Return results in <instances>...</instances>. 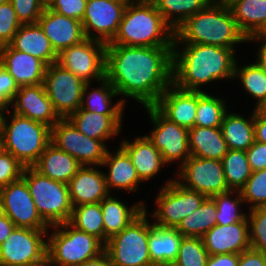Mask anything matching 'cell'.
I'll return each mask as SVG.
<instances>
[{
    "instance_id": "cell-1",
    "label": "cell",
    "mask_w": 266,
    "mask_h": 266,
    "mask_svg": "<svg viewBox=\"0 0 266 266\" xmlns=\"http://www.w3.org/2000/svg\"><path fill=\"white\" fill-rule=\"evenodd\" d=\"M172 65L173 47L106 46V78L125 105L154 106L172 84Z\"/></svg>"
},
{
    "instance_id": "cell-2",
    "label": "cell",
    "mask_w": 266,
    "mask_h": 266,
    "mask_svg": "<svg viewBox=\"0 0 266 266\" xmlns=\"http://www.w3.org/2000/svg\"><path fill=\"white\" fill-rule=\"evenodd\" d=\"M235 54L226 47L174 43L172 83L182 90L207 92L205 87L210 83L212 86L222 80L231 82L239 58Z\"/></svg>"
},
{
    "instance_id": "cell-3",
    "label": "cell",
    "mask_w": 266,
    "mask_h": 266,
    "mask_svg": "<svg viewBox=\"0 0 266 266\" xmlns=\"http://www.w3.org/2000/svg\"><path fill=\"white\" fill-rule=\"evenodd\" d=\"M174 43L208 44L231 48L247 44L228 4L210 2L175 30Z\"/></svg>"
},
{
    "instance_id": "cell-4",
    "label": "cell",
    "mask_w": 266,
    "mask_h": 266,
    "mask_svg": "<svg viewBox=\"0 0 266 266\" xmlns=\"http://www.w3.org/2000/svg\"><path fill=\"white\" fill-rule=\"evenodd\" d=\"M174 29L152 1H134L126 6L119 29L107 45L173 47Z\"/></svg>"
},
{
    "instance_id": "cell-5",
    "label": "cell",
    "mask_w": 266,
    "mask_h": 266,
    "mask_svg": "<svg viewBox=\"0 0 266 266\" xmlns=\"http://www.w3.org/2000/svg\"><path fill=\"white\" fill-rule=\"evenodd\" d=\"M0 135L4 150L14 156L24 167H32L51 143V128L11 112H0Z\"/></svg>"
},
{
    "instance_id": "cell-6",
    "label": "cell",
    "mask_w": 266,
    "mask_h": 266,
    "mask_svg": "<svg viewBox=\"0 0 266 266\" xmlns=\"http://www.w3.org/2000/svg\"><path fill=\"white\" fill-rule=\"evenodd\" d=\"M47 236L48 266H79L105 250L100 239L78 230L69 222L51 226Z\"/></svg>"
},
{
    "instance_id": "cell-7",
    "label": "cell",
    "mask_w": 266,
    "mask_h": 266,
    "mask_svg": "<svg viewBox=\"0 0 266 266\" xmlns=\"http://www.w3.org/2000/svg\"><path fill=\"white\" fill-rule=\"evenodd\" d=\"M22 178L38 214L49 227L69 222L73 207L67 184L43 176L33 167H25Z\"/></svg>"
},
{
    "instance_id": "cell-8",
    "label": "cell",
    "mask_w": 266,
    "mask_h": 266,
    "mask_svg": "<svg viewBox=\"0 0 266 266\" xmlns=\"http://www.w3.org/2000/svg\"><path fill=\"white\" fill-rule=\"evenodd\" d=\"M145 210L120 233L105 243V252L113 266H155L150 259L149 214Z\"/></svg>"
},
{
    "instance_id": "cell-9",
    "label": "cell",
    "mask_w": 266,
    "mask_h": 266,
    "mask_svg": "<svg viewBox=\"0 0 266 266\" xmlns=\"http://www.w3.org/2000/svg\"><path fill=\"white\" fill-rule=\"evenodd\" d=\"M163 183L155 196L156 207L148 214L155 225L176 228L181 220L196 211L207 197L183 187L175 178L170 177Z\"/></svg>"
},
{
    "instance_id": "cell-10",
    "label": "cell",
    "mask_w": 266,
    "mask_h": 266,
    "mask_svg": "<svg viewBox=\"0 0 266 266\" xmlns=\"http://www.w3.org/2000/svg\"><path fill=\"white\" fill-rule=\"evenodd\" d=\"M148 113L152 129L144 134L161 152L167 165L176 164L180 168L191 156L189 149V129L177 125L166 118L155 106L143 107ZM179 163V164H178Z\"/></svg>"
},
{
    "instance_id": "cell-11",
    "label": "cell",
    "mask_w": 266,
    "mask_h": 266,
    "mask_svg": "<svg viewBox=\"0 0 266 266\" xmlns=\"http://www.w3.org/2000/svg\"><path fill=\"white\" fill-rule=\"evenodd\" d=\"M48 230L15 227L0 245V266H32L47 263Z\"/></svg>"
},
{
    "instance_id": "cell-12",
    "label": "cell",
    "mask_w": 266,
    "mask_h": 266,
    "mask_svg": "<svg viewBox=\"0 0 266 266\" xmlns=\"http://www.w3.org/2000/svg\"><path fill=\"white\" fill-rule=\"evenodd\" d=\"M106 46L104 42L86 38L62 50L57 63L85 83H97L106 77Z\"/></svg>"
},
{
    "instance_id": "cell-13",
    "label": "cell",
    "mask_w": 266,
    "mask_h": 266,
    "mask_svg": "<svg viewBox=\"0 0 266 266\" xmlns=\"http://www.w3.org/2000/svg\"><path fill=\"white\" fill-rule=\"evenodd\" d=\"M85 84L57 62L47 66L43 85L61 119H67L81 107Z\"/></svg>"
},
{
    "instance_id": "cell-14",
    "label": "cell",
    "mask_w": 266,
    "mask_h": 266,
    "mask_svg": "<svg viewBox=\"0 0 266 266\" xmlns=\"http://www.w3.org/2000/svg\"><path fill=\"white\" fill-rule=\"evenodd\" d=\"M51 143L82 166H101L109 150L105 141L85 136L68 119H60L51 128Z\"/></svg>"
},
{
    "instance_id": "cell-15",
    "label": "cell",
    "mask_w": 266,
    "mask_h": 266,
    "mask_svg": "<svg viewBox=\"0 0 266 266\" xmlns=\"http://www.w3.org/2000/svg\"><path fill=\"white\" fill-rule=\"evenodd\" d=\"M175 176V177H174ZM183 187L199 192L207 198L229 192L222 162L190 156L173 175Z\"/></svg>"
},
{
    "instance_id": "cell-16",
    "label": "cell",
    "mask_w": 266,
    "mask_h": 266,
    "mask_svg": "<svg viewBox=\"0 0 266 266\" xmlns=\"http://www.w3.org/2000/svg\"><path fill=\"white\" fill-rule=\"evenodd\" d=\"M4 214L16 227L49 230V226L38 214L26 181L20 179L0 188Z\"/></svg>"
},
{
    "instance_id": "cell-17",
    "label": "cell",
    "mask_w": 266,
    "mask_h": 266,
    "mask_svg": "<svg viewBox=\"0 0 266 266\" xmlns=\"http://www.w3.org/2000/svg\"><path fill=\"white\" fill-rule=\"evenodd\" d=\"M125 8L110 0H87L82 20L86 38L110 43L118 32Z\"/></svg>"
},
{
    "instance_id": "cell-18",
    "label": "cell",
    "mask_w": 266,
    "mask_h": 266,
    "mask_svg": "<svg viewBox=\"0 0 266 266\" xmlns=\"http://www.w3.org/2000/svg\"><path fill=\"white\" fill-rule=\"evenodd\" d=\"M8 108H12L11 112L14 114L30 118L50 128L61 119L54 110L43 84L19 87Z\"/></svg>"
},
{
    "instance_id": "cell-19",
    "label": "cell",
    "mask_w": 266,
    "mask_h": 266,
    "mask_svg": "<svg viewBox=\"0 0 266 266\" xmlns=\"http://www.w3.org/2000/svg\"><path fill=\"white\" fill-rule=\"evenodd\" d=\"M115 149L113 151L109 148L101 164V168H105L104 175L109 193L113 194L114 191H117L116 194H119V191L131 192L130 195L138 193L143 182L139 179L131 158L120 145Z\"/></svg>"
},
{
    "instance_id": "cell-20",
    "label": "cell",
    "mask_w": 266,
    "mask_h": 266,
    "mask_svg": "<svg viewBox=\"0 0 266 266\" xmlns=\"http://www.w3.org/2000/svg\"><path fill=\"white\" fill-rule=\"evenodd\" d=\"M209 255L240 254L251 248L248 219L229 225H214L202 237Z\"/></svg>"
},
{
    "instance_id": "cell-21",
    "label": "cell",
    "mask_w": 266,
    "mask_h": 266,
    "mask_svg": "<svg viewBox=\"0 0 266 266\" xmlns=\"http://www.w3.org/2000/svg\"><path fill=\"white\" fill-rule=\"evenodd\" d=\"M57 54L86 39L82 22L45 7L37 22Z\"/></svg>"
},
{
    "instance_id": "cell-22",
    "label": "cell",
    "mask_w": 266,
    "mask_h": 266,
    "mask_svg": "<svg viewBox=\"0 0 266 266\" xmlns=\"http://www.w3.org/2000/svg\"><path fill=\"white\" fill-rule=\"evenodd\" d=\"M0 65L14 78L18 87L43 84L47 65L40 59L14 49L0 47Z\"/></svg>"
},
{
    "instance_id": "cell-23",
    "label": "cell",
    "mask_w": 266,
    "mask_h": 266,
    "mask_svg": "<svg viewBox=\"0 0 266 266\" xmlns=\"http://www.w3.org/2000/svg\"><path fill=\"white\" fill-rule=\"evenodd\" d=\"M154 106L170 121L191 129L196 119L197 91L182 90L172 83Z\"/></svg>"
},
{
    "instance_id": "cell-24",
    "label": "cell",
    "mask_w": 266,
    "mask_h": 266,
    "mask_svg": "<svg viewBox=\"0 0 266 266\" xmlns=\"http://www.w3.org/2000/svg\"><path fill=\"white\" fill-rule=\"evenodd\" d=\"M129 140L123 137L119 141L120 145L131 158L132 164L136 169L139 179L144 182H150L168 166L161 152L148 140L145 135H137Z\"/></svg>"
},
{
    "instance_id": "cell-25",
    "label": "cell",
    "mask_w": 266,
    "mask_h": 266,
    "mask_svg": "<svg viewBox=\"0 0 266 266\" xmlns=\"http://www.w3.org/2000/svg\"><path fill=\"white\" fill-rule=\"evenodd\" d=\"M102 170L101 166H81L77 170L67 184L72 207L100 203L110 194Z\"/></svg>"
},
{
    "instance_id": "cell-26",
    "label": "cell",
    "mask_w": 266,
    "mask_h": 266,
    "mask_svg": "<svg viewBox=\"0 0 266 266\" xmlns=\"http://www.w3.org/2000/svg\"><path fill=\"white\" fill-rule=\"evenodd\" d=\"M123 116L105 115L79 108L67 119L85 136L107 143L110 142L109 139H116L121 134Z\"/></svg>"
},
{
    "instance_id": "cell-27",
    "label": "cell",
    "mask_w": 266,
    "mask_h": 266,
    "mask_svg": "<svg viewBox=\"0 0 266 266\" xmlns=\"http://www.w3.org/2000/svg\"><path fill=\"white\" fill-rule=\"evenodd\" d=\"M117 196L114 192L100 202L103 214L104 244L145 210L146 200L135 201L132 205L127 206L129 204Z\"/></svg>"
},
{
    "instance_id": "cell-28",
    "label": "cell",
    "mask_w": 266,
    "mask_h": 266,
    "mask_svg": "<svg viewBox=\"0 0 266 266\" xmlns=\"http://www.w3.org/2000/svg\"><path fill=\"white\" fill-rule=\"evenodd\" d=\"M10 45L18 51L42 60L47 66L57 62L58 54L38 23L22 24Z\"/></svg>"
},
{
    "instance_id": "cell-29",
    "label": "cell",
    "mask_w": 266,
    "mask_h": 266,
    "mask_svg": "<svg viewBox=\"0 0 266 266\" xmlns=\"http://www.w3.org/2000/svg\"><path fill=\"white\" fill-rule=\"evenodd\" d=\"M81 166L74 157L50 143L32 167L43 176L68 184Z\"/></svg>"
},
{
    "instance_id": "cell-30",
    "label": "cell",
    "mask_w": 266,
    "mask_h": 266,
    "mask_svg": "<svg viewBox=\"0 0 266 266\" xmlns=\"http://www.w3.org/2000/svg\"><path fill=\"white\" fill-rule=\"evenodd\" d=\"M97 83L100 84L97 87L94 86V83L85 84L80 108L105 115H124L126 105L118 97L114 86L106 77ZM116 97L118 100L114 101Z\"/></svg>"
},
{
    "instance_id": "cell-31",
    "label": "cell",
    "mask_w": 266,
    "mask_h": 266,
    "mask_svg": "<svg viewBox=\"0 0 266 266\" xmlns=\"http://www.w3.org/2000/svg\"><path fill=\"white\" fill-rule=\"evenodd\" d=\"M228 110L221 124V132L228 149L246 151L255 141L254 109L247 116Z\"/></svg>"
},
{
    "instance_id": "cell-32",
    "label": "cell",
    "mask_w": 266,
    "mask_h": 266,
    "mask_svg": "<svg viewBox=\"0 0 266 266\" xmlns=\"http://www.w3.org/2000/svg\"><path fill=\"white\" fill-rule=\"evenodd\" d=\"M188 138L191 156L221 161L229 150L220 128L194 126Z\"/></svg>"
},
{
    "instance_id": "cell-33",
    "label": "cell",
    "mask_w": 266,
    "mask_h": 266,
    "mask_svg": "<svg viewBox=\"0 0 266 266\" xmlns=\"http://www.w3.org/2000/svg\"><path fill=\"white\" fill-rule=\"evenodd\" d=\"M149 219L148 247L151 262L156 266L177 259L183 235L176 228L157 226Z\"/></svg>"
},
{
    "instance_id": "cell-34",
    "label": "cell",
    "mask_w": 266,
    "mask_h": 266,
    "mask_svg": "<svg viewBox=\"0 0 266 266\" xmlns=\"http://www.w3.org/2000/svg\"><path fill=\"white\" fill-rule=\"evenodd\" d=\"M240 31L248 38L266 28V0H232L228 3Z\"/></svg>"
},
{
    "instance_id": "cell-35",
    "label": "cell",
    "mask_w": 266,
    "mask_h": 266,
    "mask_svg": "<svg viewBox=\"0 0 266 266\" xmlns=\"http://www.w3.org/2000/svg\"><path fill=\"white\" fill-rule=\"evenodd\" d=\"M237 80L242 90L247 93V97L250 95L252 100L256 101L254 103L256 109L266 98V71L255 61L241 65L236 60L233 81L236 83Z\"/></svg>"
},
{
    "instance_id": "cell-36",
    "label": "cell",
    "mask_w": 266,
    "mask_h": 266,
    "mask_svg": "<svg viewBox=\"0 0 266 266\" xmlns=\"http://www.w3.org/2000/svg\"><path fill=\"white\" fill-rule=\"evenodd\" d=\"M226 99L224 96L221 97V94L216 93L215 96L210 91H197V111L194 126L220 128L223 118L229 110Z\"/></svg>"
},
{
    "instance_id": "cell-37",
    "label": "cell",
    "mask_w": 266,
    "mask_h": 266,
    "mask_svg": "<svg viewBox=\"0 0 266 266\" xmlns=\"http://www.w3.org/2000/svg\"><path fill=\"white\" fill-rule=\"evenodd\" d=\"M217 208L212 198H206L196 211L181 220L176 229L183 237H202L216 225Z\"/></svg>"
},
{
    "instance_id": "cell-38",
    "label": "cell",
    "mask_w": 266,
    "mask_h": 266,
    "mask_svg": "<svg viewBox=\"0 0 266 266\" xmlns=\"http://www.w3.org/2000/svg\"><path fill=\"white\" fill-rule=\"evenodd\" d=\"M164 20L174 29L203 10L211 0H152Z\"/></svg>"
},
{
    "instance_id": "cell-39",
    "label": "cell",
    "mask_w": 266,
    "mask_h": 266,
    "mask_svg": "<svg viewBox=\"0 0 266 266\" xmlns=\"http://www.w3.org/2000/svg\"><path fill=\"white\" fill-rule=\"evenodd\" d=\"M216 205V224L229 225L241 222L247 218L248 209L240 191H232L217 194L211 197ZM245 207V211L242 209ZM247 211V212H246Z\"/></svg>"
},
{
    "instance_id": "cell-40",
    "label": "cell",
    "mask_w": 266,
    "mask_h": 266,
    "mask_svg": "<svg viewBox=\"0 0 266 266\" xmlns=\"http://www.w3.org/2000/svg\"><path fill=\"white\" fill-rule=\"evenodd\" d=\"M221 162L229 190L240 191L252 175L246 151L229 149Z\"/></svg>"
},
{
    "instance_id": "cell-41",
    "label": "cell",
    "mask_w": 266,
    "mask_h": 266,
    "mask_svg": "<svg viewBox=\"0 0 266 266\" xmlns=\"http://www.w3.org/2000/svg\"><path fill=\"white\" fill-rule=\"evenodd\" d=\"M69 223L78 230L96 236L104 243L103 214L100 203L73 207Z\"/></svg>"
},
{
    "instance_id": "cell-42",
    "label": "cell",
    "mask_w": 266,
    "mask_h": 266,
    "mask_svg": "<svg viewBox=\"0 0 266 266\" xmlns=\"http://www.w3.org/2000/svg\"><path fill=\"white\" fill-rule=\"evenodd\" d=\"M208 257L201 237H182L176 259L180 266H206Z\"/></svg>"
},
{
    "instance_id": "cell-43",
    "label": "cell",
    "mask_w": 266,
    "mask_h": 266,
    "mask_svg": "<svg viewBox=\"0 0 266 266\" xmlns=\"http://www.w3.org/2000/svg\"><path fill=\"white\" fill-rule=\"evenodd\" d=\"M240 192L248 210L266 207V169L252 172Z\"/></svg>"
},
{
    "instance_id": "cell-44",
    "label": "cell",
    "mask_w": 266,
    "mask_h": 266,
    "mask_svg": "<svg viewBox=\"0 0 266 266\" xmlns=\"http://www.w3.org/2000/svg\"><path fill=\"white\" fill-rule=\"evenodd\" d=\"M247 219L251 248L266 255V207L248 210Z\"/></svg>"
},
{
    "instance_id": "cell-45",
    "label": "cell",
    "mask_w": 266,
    "mask_h": 266,
    "mask_svg": "<svg viewBox=\"0 0 266 266\" xmlns=\"http://www.w3.org/2000/svg\"><path fill=\"white\" fill-rule=\"evenodd\" d=\"M22 24L16 16V12L13 9L11 2H7L0 5V47L9 45L17 30Z\"/></svg>"
},
{
    "instance_id": "cell-46",
    "label": "cell",
    "mask_w": 266,
    "mask_h": 266,
    "mask_svg": "<svg viewBox=\"0 0 266 266\" xmlns=\"http://www.w3.org/2000/svg\"><path fill=\"white\" fill-rule=\"evenodd\" d=\"M21 24H36L46 5L41 0H9Z\"/></svg>"
},
{
    "instance_id": "cell-47",
    "label": "cell",
    "mask_w": 266,
    "mask_h": 266,
    "mask_svg": "<svg viewBox=\"0 0 266 266\" xmlns=\"http://www.w3.org/2000/svg\"><path fill=\"white\" fill-rule=\"evenodd\" d=\"M24 166L9 152L0 155V188L22 177Z\"/></svg>"
},
{
    "instance_id": "cell-48",
    "label": "cell",
    "mask_w": 266,
    "mask_h": 266,
    "mask_svg": "<svg viewBox=\"0 0 266 266\" xmlns=\"http://www.w3.org/2000/svg\"><path fill=\"white\" fill-rule=\"evenodd\" d=\"M86 4L87 0H51L46 7L82 22Z\"/></svg>"
},
{
    "instance_id": "cell-49",
    "label": "cell",
    "mask_w": 266,
    "mask_h": 266,
    "mask_svg": "<svg viewBox=\"0 0 266 266\" xmlns=\"http://www.w3.org/2000/svg\"><path fill=\"white\" fill-rule=\"evenodd\" d=\"M19 90L14 78L0 65V109L8 108Z\"/></svg>"
},
{
    "instance_id": "cell-50",
    "label": "cell",
    "mask_w": 266,
    "mask_h": 266,
    "mask_svg": "<svg viewBox=\"0 0 266 266\" xmlns=\"http://www.w3.org/2000/svg\"><path fill=\"white\" fill-rule=\"evenodd\" d=\"M248 163L252 172L266 169V144L254 141L253 145L246 150Z\"/></svg>"
},
{
    "instance_id": "cell-51",
    "label": "cell",
    "mask_w": 266,
    "mask_h": 266,
    "mask_svg": "<svg viewBox=\"0 0 266 266\" xmlns=\"http://www.w3.org/2000/svg\"><path fill=\"white\" fill-rule=\"evenodd\" d=\"M248 44H257L256 47L258 49L256 50L253 61H255L260 67H262L266 71V35L260 33L253 36H250L247 38Z\"/></svg>"
},
{
    "instance_id": "cell-52",
    "label": "cell",
    "mask_w": 266,
    "mask_h": 266,
    "mask_svg": "<svg viewBox=\"0 0 266 266\" xmlns=\"http://www.w3.org/2000/svg\"><path fill=\"white\" fill-rule=\"evenodd\" d=\"M238 266H266V255L250 248L239 254Z\"/></svg>"
},
{
    "instance_id": "cell-53",
    "label": "cell",
    "mask_w": 266,
    "mask_h": 266,
    "mask_svg": "<svg viewBox=\"0 0 266 266\" xmlns=\"http://www.w3.org/2000/svg\"><path fill=\"white\" fill-rule=\"evenodd\" d=\"M239 254L209 255L206 266H238Z\"/></svg>"
},
{
    "instance_id": "cell-54",
    "label": "cell",
    "mask_w": 266,
    "mask_h": 266,
    "mask_svg": "<svg viewBox=\"0 0 266 266\" xmlns=\"http://www.w3.org/2000/svg\"><path fill=\"white\" fill-rule=\"evenodd\" d=\"M254 135L255 141L266 144V117L254 109Z\"/></svg>"
},
{
    "instance_id": "cell-55",
    "label": "cell",
    "mask_w": 266,
    "mask_h": 266,
    "mask_svg": "<svg viewBox=\"0 0 266 266\" xmlns=\"http://www.w3.org/2000/svg\"><path fill=\"white\" fill-rule=\"evenodd\" d=\"M15 227V224L7 215L4 214L0 217V245L12 233Z\"/></svg>"
},
{
    "instance_id": "cell-56",
    "label": "cell",
    "mask_w": 266,
    "mask_h": 266,
    "mask_svg": "<svg viewBox=\"0 0 266 266\" xmlns=\"http://www.w3.org/2000/svg\"><path fill=\"white\" fill-rule=\"evenodd\" d=\"M79 266H113L108 254L104 251L99 256L87 260Z\"/></svg>"
},
{
    "instance_id": "cell-57",
    "label": "cell",
    "mask_w": 266,
    "mask_h": 266,
    "mask_svg": "<svg viewBox=\"0 0 266 266\" xmlns=\"http://www.w3.org/2000/svg\"><path fill=\"white\" fill-rule=\"evenodd\" d=\"M260 115L266 117V98L265 100L255 109Z\"/></svg>"
},
{
    "instance_id": "cell-58",
    "label": "cell",
    "mask_w": 266,
    "mask_h": 266,
    "mask_svg": "<svg viewBox=\"0 0 266 266\" xmlns=\"http://www.w3.org/2000/svg\"><path fill=\"white\" fill-rule=\"evenodd\" d=\"M156 266H180L176 260L162 262Z\"/></svg>"
},
{
    "instance_id": "cell-59",
    "label": "cell",
    "mask_w": 266,
    "mask_h": 266,
    "mask_svg": "<svg viewBox=\"0 0 266 266\" xmlns=\"http://www.w3.org/2000/svg\"><path fill=\"white\" fill-rule=\"evenodd\" d=\"M110 1L117 2V3L123 4L125 6L134 2V0H110Z\"/></svg>"
},
{
    "instance_id": "cell-60",
    "label": "cell",
    "mask_w": 266,
    "mask_h": 266,
    "mask_svg": "<svg viewBox=\"0 0 266 266\" xmlns=\"http://www.w3.org/2000/svg\"><path fill=\"white\" fill-rule=\"evenodd\" d=\"M232 0H211V2H215V3H222V4H228L230 3Z\"/></svg>"
},
{
    "instance_id": "cell-61",
    "label": "cell",
    "mask_w": 266,
    "mask_h": 266,
    "mask_svg": "<svg viewBox=\"0 0 266 266\" xmlns=\"http://www.w3.org/2000/svg\"><path fill=\"white\" fill-rule=\"evenodd\" d=\"M4 143H3V140H2V137L0 135V155L4 152Z\"/></svg>"
},
{
    "instance_id": "cell-62",
    "label": "cell",
    "mask_w": 266,
    "mask_h": 266,
    "mask_svg": "<svg viewBox=\"0 0 266 266\" xmlns=\"http://www.w3.org/2000/svg\"><path fill=\"white\" fill-rule=\"evenodd\" d=\"M4 215L3 206H2V200L0 197V217Z\"/></svg>"
},
{
    "instance_id": "cell-63",
    "label": "cell",
    "mask_w": 266,
    "mask_h": 266,
    "mask_svg": "<svg viewBox=\"0 0 266 266\" xmlns=\"http://www.w3.org/2000/svg\"><path fill=\"white\" fill-rule=\"evenodd\" d=\"M41 1L47 6L51 0H41Z\"/></svg>"
},
{
    "instance_id": "cell-64",
    "label": "cell",
    "mask_w": 266,
    "mask_h": 266,
    "mask_svg": "<svg viewBox=\"0 0 266 266\" xmlns=\"http://www.w3.org/2000/svg\"><path fill=\"white\" fill-rule=\"evenodd\" d=\"M32 266H48V264H38V265H32Z\"/></svg>"
},
{
    "instance_id": "cell-65",
    "label": "cell",
    "mask_w": 266,
    "mask_h": 266,
    "mask_svg": "<svg viewBox=\"0 0 266 266\" xmlns=\"http://www.w3.org/2000/svg\"><path fill=\"white\" fill-rule=\"evenodd\" d=\"M8 0H0V5L7 2Z\"/></svg>"
},
{
    "instance_id": "cell-66",
    "label": "cell",
    "mask_w": 266,
    "mask_h": 266,
    "mask_svg": "<svg viewBox=\"0 0 266 266\" xmlns=\"http://www.w3.org/2000/svg\"><path fill=\"white\" fill-rule=\"evenodd\" d=\"M134 1H152V0H134Z\"/></svg>"
},
{
    "instance_id": "cell-67",
    "label": "cell",
    "mask_w": 266,
    "mask_h": 266,
    "mask_svg": "<svg viewBox=\"0 0 266 266\" xmlns=\"http://www.w3.org/2000/svg\"><path fill=\"white\" fill-rule=\"evenodd\" d=\"M262 34L266 35V28H265V30L262 32Z\"/></svg>"
}]
</instances>
